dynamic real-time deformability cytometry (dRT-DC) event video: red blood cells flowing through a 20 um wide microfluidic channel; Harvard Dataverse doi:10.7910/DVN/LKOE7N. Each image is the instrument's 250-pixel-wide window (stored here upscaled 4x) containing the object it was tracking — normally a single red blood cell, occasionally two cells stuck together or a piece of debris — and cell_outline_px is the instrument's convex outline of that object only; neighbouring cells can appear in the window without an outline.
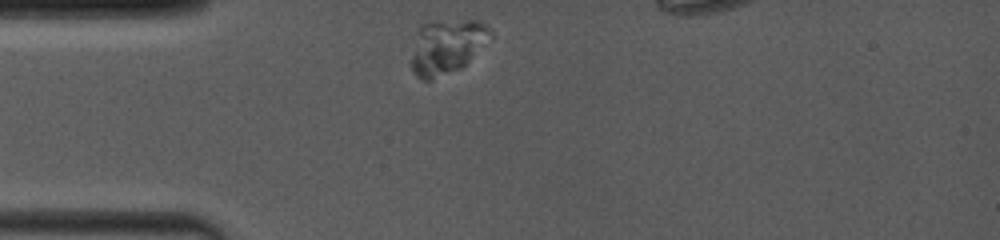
{"species": "common noctule bat (a hibernating species)", "species_latin": "Nyctalus noctula", "temperature_condition": "room temperature", "stored_images_in_passage": 28, "camera_frame_rate_fps": 4000, "um_per_image_px": 0.085, "animal": {"sex": "female", "body_mass_g": 19.0, "forearm_length_mm": 53.3}, "frame": {"image": 1, "passage_image": 1, "time_ms": 0.0, "image_size_px": [1000, 240], "cell_outline_px": [[492, 36], [460, 68], [432, 80], [424, 80], [416, 76], [412, 68], [412, 56], [420, 24], [468, 20], [476, 20], [484, 24], [492, 32]], "centroid_in_image_um": [37.97, 3.97], "position_along_channel_um": 47.0, "area_um2": 24.22}}
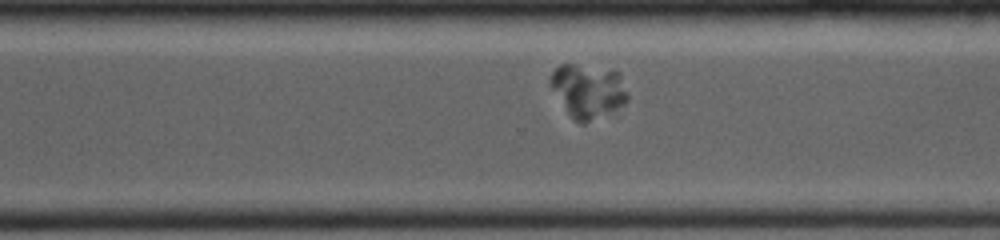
{"frame": {"image": 2, "passage_image": 17, "time_ms": 7.5, "image_size_px": [1000, 240], "cell_outline_px": [[628, 100], [624, 104], [584, 124], [580, 124], [568, 112], [548, 84], [552, 72], [560, 64], [572, 64], [620, 72], [628, 96]], "centroid_in_image_um": [49.97, 7.71], "position_along_channel_um": 320.6, "area_um2": 23.7}}
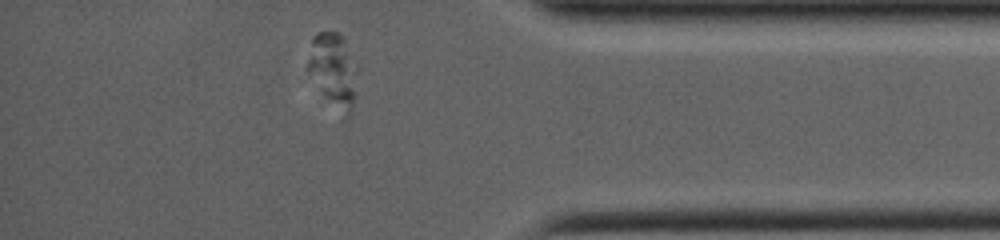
{"frame": {"image": 3, "passage_image": 23, "time_ms": 10.0, "image_size_px": [1000, 240], "cell_outline_px": [[360, 68], [352, 108], [348, 116], [340, 124], [308, 72], [308, 60], [312, 36], [316, 32], [340, 32], [344, 36]], "centroid_in_image_um": [28.4, 6.08], "position_along_channel_um": 406.8, "area_um2": 23.0}}